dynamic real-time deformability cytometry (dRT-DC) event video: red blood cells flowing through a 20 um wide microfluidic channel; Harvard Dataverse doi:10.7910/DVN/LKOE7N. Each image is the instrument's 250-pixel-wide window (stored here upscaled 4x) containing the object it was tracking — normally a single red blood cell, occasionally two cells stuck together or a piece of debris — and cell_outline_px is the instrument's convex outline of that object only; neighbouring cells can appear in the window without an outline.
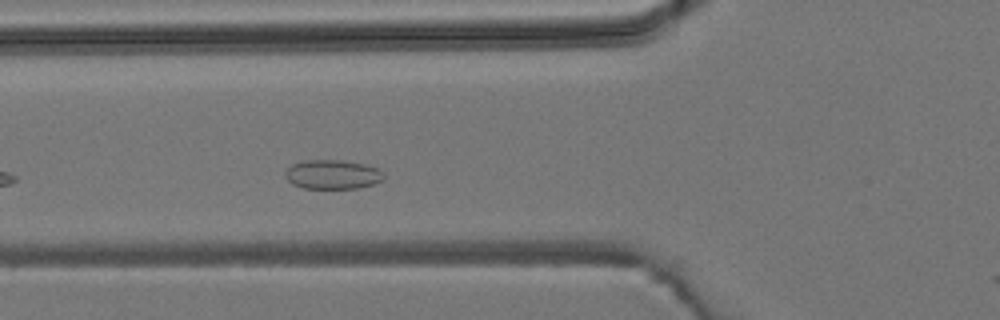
{"species": "common noctule bat (a hibernating species)", "species_latin": "Nyctalus noctula", "temperature_condition": "room temperature", "stored_images_in_passage": 4, "camera_frame_rate_fps": 3000, "um_per_image_px": 0.085, "animal": {"sex": "male", "body_mass_g": 19.2, "forearm_length_mm": 51.8}, "frame": {"image": 1, "passage_image": 4, "time_ms": 3.333, "image_size_px": [1000, 320], "cell_outline_px": [[384, 180], [360, 188], [304, 188], [292, 184], [284, 176], [284, 172], [292, 164], [304, 160], [340, 160], [364, 164], [380, 168], [384, 176]], "centroid_in_image_um": [28.27, 14.82], "position_along_channel_um": 97.5, "area_um2": 16.88}}